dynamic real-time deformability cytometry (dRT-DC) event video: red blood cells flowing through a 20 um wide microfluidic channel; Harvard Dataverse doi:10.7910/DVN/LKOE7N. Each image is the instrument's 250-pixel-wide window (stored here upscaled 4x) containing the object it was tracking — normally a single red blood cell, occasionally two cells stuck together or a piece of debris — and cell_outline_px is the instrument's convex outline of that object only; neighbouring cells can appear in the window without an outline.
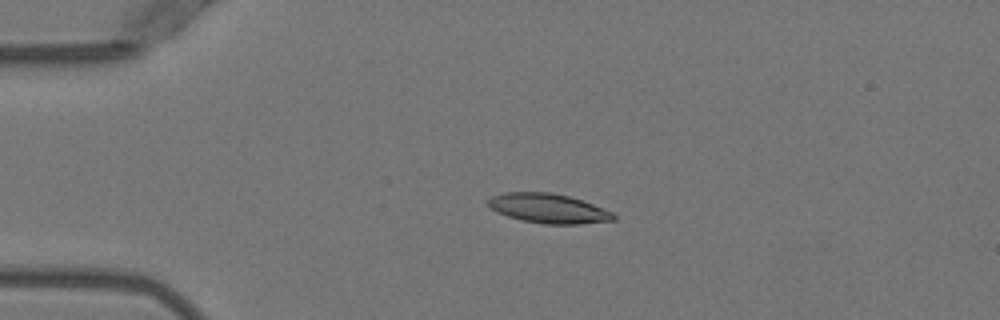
{"species": "Egyptian fruit bat (a non-hibernating species)", "species_latin": "Rousettus aegyptiacus", "temperature_condition": "warm", "stored_images_in_passage": 43, "camera_frame_rate_fps": 3000, "um_per_image_px": 0.085, "animal": {"sex": "female"}, "frame": {"image": 1, "passage_image": 3, "time_ms": 0.667, "image_size_px": [1000, 320], "cell_outline_px": [[616, 220], [580, 224], [544, 224], [520, 220], [496, 212], [488, 204], [488, 200], [492, 196], [504, 192], [552, 192], [568, 196], [592, 204], [612, 212], [616, 216]], "centroid_in_image_um": [46.6, 17.72], "position_along_channel_um": 38.4, "area_um2": 21.5}}
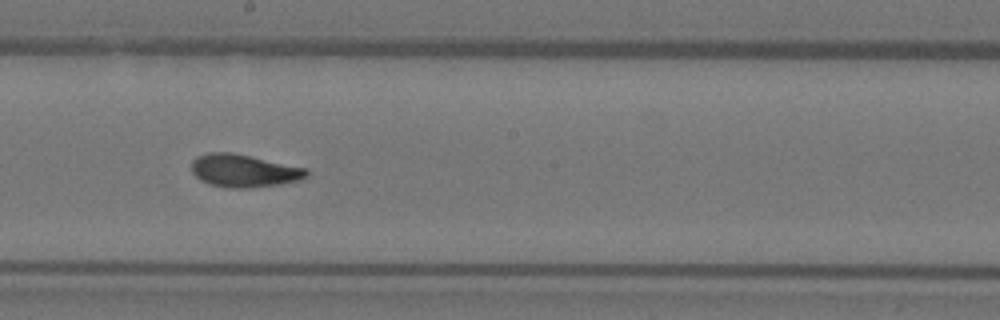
{"frame": {"image": 2, "passage_image": 20, "time_ms": 6.333, "image_size_px": [1000, 320], "cell_outline_px": [[308, 176], [300, 180], [280, 184], [248, 188], [228, 188], [208, 184], [200, 180], [192, 172], [192, 160], [196, 156], [208, 152], [232, 152], [308, 168]], "centroid_in_image_um": [20.73, 14.51], "position_along_channel_um": 227.5, "area_um2": 22.2}}
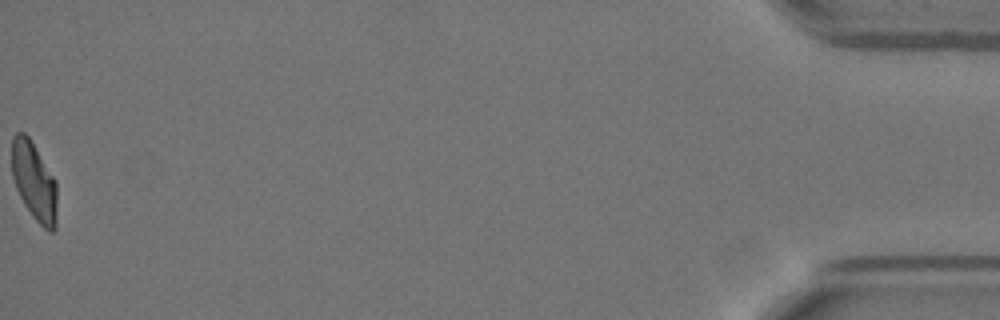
{"frame": {"image": 3, "passage_image": 43, "time_ms": 14.0, "image_size_px": [1000, 320], "cell_outline_px": [[56, 228], [52, 232], [48, 232], [32, 216], [24, 204], [16, 188], [12, 176], [12, 136], [16, 132], [24, 132], [28, 136], [56, 180]], "centroid_in_image_um": [2.9, 15.42], "position_along_channel_um": 432.3, "area_um2": 20.63}, "authors_computed_cell_mechanics": {"area_um2": 21.5016, "velocity_mm_per_s": 3.9475, "shape_relaxation_time_tau1_ms": 5.0071, "shape_relaxation_time_tau2_ms": 1.8513, "deformation_change_tau1": 0.1815, "deformation_change_tau2": 0.0813}}